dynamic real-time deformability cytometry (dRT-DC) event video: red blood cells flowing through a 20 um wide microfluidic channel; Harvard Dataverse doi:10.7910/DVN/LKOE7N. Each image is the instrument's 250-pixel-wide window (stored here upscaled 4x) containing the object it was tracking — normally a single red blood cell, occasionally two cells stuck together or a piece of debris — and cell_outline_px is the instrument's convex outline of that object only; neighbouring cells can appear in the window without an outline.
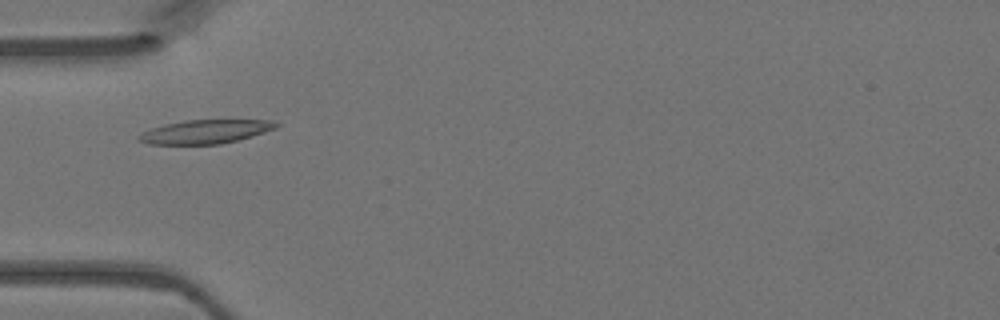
{"species": "Egyptian fruit bat (a non-hibernating species)", "species_latin": "Rousettus aegyptiacus", "temperature_condition": "warm", "stored_images_in_passage": 42, "camera_frame_rate_fps": 3000, "um_per_image_px": 0.085, "animal": {"sex": "female"}, "frame": {"image": 1, "passage_image": 10, "time_ms": 3.0, "image_size_px": [1000, 320], "cell_outline_px": [[280, 124], [276, 128], [252, 136], [220, 144], [148, 144], [136, 140], [136, 136], [140, 132], [164, 124], [184, 120], [272, 120]], "centroid_in_image_um": [17.4, 11.19], "position_along_channel_um": 67.6, "area_um2": 19.07}}
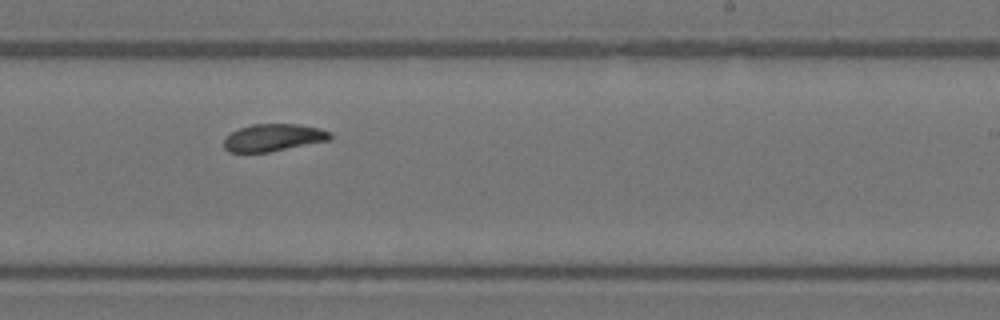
{"frame": {"image": 2, "passage_image": 24, "time_ms": 7.667, "image_size_px": [1000, 320], "cell_outline_px": [[332, 136], [328, 140], [268, 152], [228, 152], [224, 148], [224, 140], [232, 132], [240, 128], [252, 124], [296, 124], [320, 128], [332, 132]], "centroid_in_image_um": [23.24, 11.69], "position_along_channel_um": 265.8, "area_um2": 16.7}}
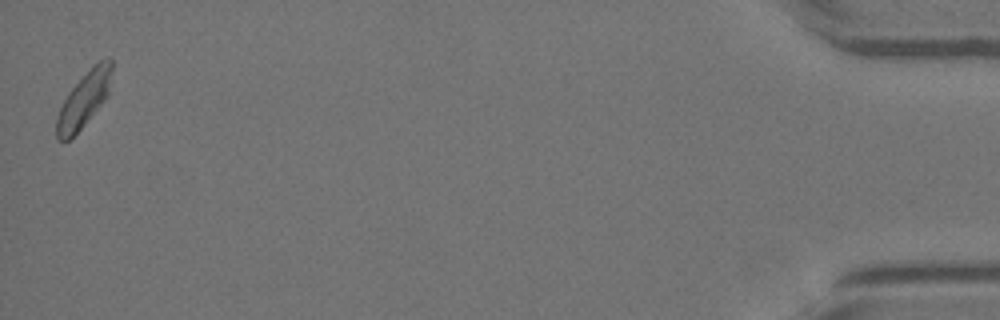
{"frame": {"image": 3, "passage_image": 42, "time_ms": 13.667, "image_size_px": [1000, 320], "cell_outline_px": [[112, 72], [108, 96], [84, 124], [68, 140], [56, 140], [56, 116], [68, 92], [100, 60], [112, 60]], "centroid_in_image_um": [7.12, 8.5], "position_along_channel_um": 428.1, "area_um2": 17.11}}